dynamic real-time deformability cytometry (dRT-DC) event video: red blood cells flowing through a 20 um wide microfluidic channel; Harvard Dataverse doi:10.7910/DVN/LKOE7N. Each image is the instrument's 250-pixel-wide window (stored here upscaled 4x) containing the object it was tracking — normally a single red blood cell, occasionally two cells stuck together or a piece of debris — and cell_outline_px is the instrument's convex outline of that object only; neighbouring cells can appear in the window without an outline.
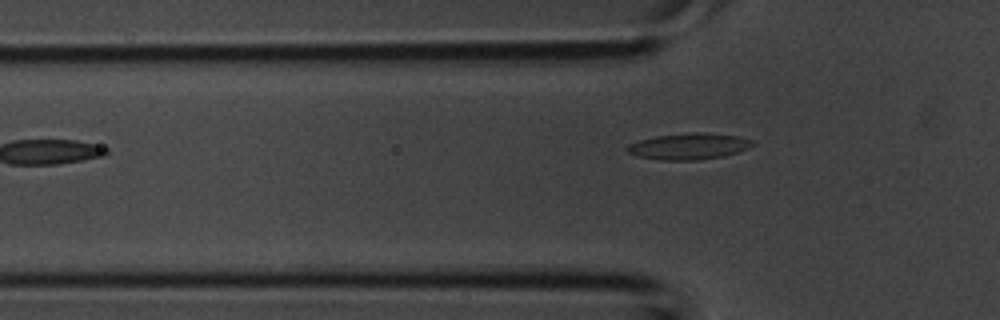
{"species": "common noctule bat (a hibernating species)", "species_latin": "Nyctalus noctula", "temperature_condition": "room temperature", "stored_images_in_passage": 4, "camera_frame_rate_fps": 3000, "um_per_image_px": 0.085, "animal": {"sex": "male", "body_mass_g": 20.1, "forearm_length_mm": 53.5}, "frame": {"image": 1, "passage_image": 4, "time_ms": 1.0, "image_size_px": [1000, 320], "cell_outline_px": [[756, 144], [748, 148], [724, 156], [700, 160], [660, 160], [636, 156], [628, 152], [624, 148], [628, 144], [640, 140], [656, 136], [696, 132], [700, 132], [740, 136], [752, 140]], "centroid_in_image_um": [58.54, 12.44], "position_along_channel_um": 67.3, "area_um2": 19.25}}